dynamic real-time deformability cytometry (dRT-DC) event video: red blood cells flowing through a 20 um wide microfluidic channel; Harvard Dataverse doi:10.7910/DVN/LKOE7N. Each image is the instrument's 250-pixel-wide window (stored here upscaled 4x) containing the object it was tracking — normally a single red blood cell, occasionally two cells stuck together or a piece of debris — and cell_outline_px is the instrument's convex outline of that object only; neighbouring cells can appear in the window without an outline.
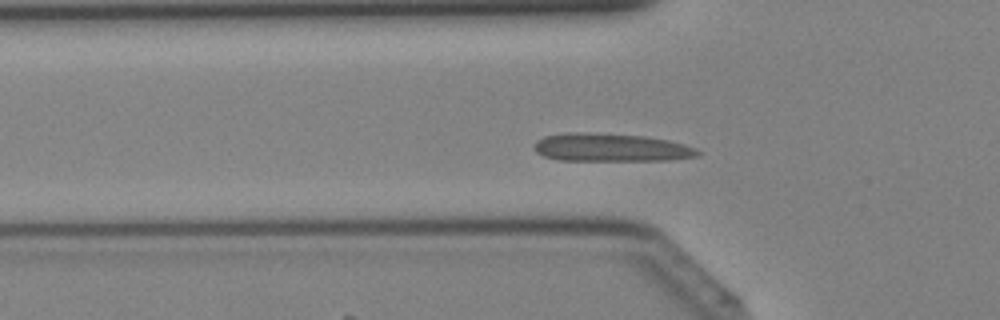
{"species": "Egyptian fruit bat (a non-hibernating species)", "species_latin": "Rousettus aegyptiacus", "temperature_condition": "cold", "stored_images_in_passage": 35, "segment_of_instrument_passage": [1, 2], "camera_frame_rate_fps": 3000, "um_per_image_px": 0.085, "animal": {"sex": "female"}, "frame": {"image": 1, "passage_image": 7, "time_ms": 2.0, "image_size_px": [1000, 320], "cell_outline_px": [[700, 156], [668, 160], [560, 160], [544, 156], [536, 152], [532, 148], [532, 144], [536, 140], [544, 136], [564, 132], [588, 132], [644, 136], [668, 140], [684, 144], [696, 148], [700, 152]], "centroid_in_image_um": [51.88, 12.53], "position_along_channel_um": 73.9, "area_um2": 26.99}}
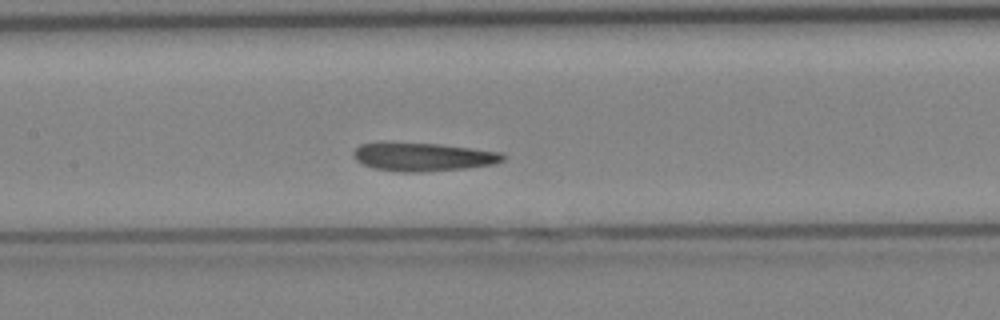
{"frame": {"image": 2, "passage_image": 13, "time_ms": 4.0, "image_size_px": [1000, 320], "cell_outline_px": [[508, 156], [504, 160], [496, 164], [468, 168], [420, 172], [404, 172], [376, 168], [364, 164], [356, 160], [352, 152], [360, 144], [440, 144], [500, 152]], "centroid_in_image_um": [36.06, 13.36], "position_along_channel_um": 171.3, "area_um2": 24.16}}
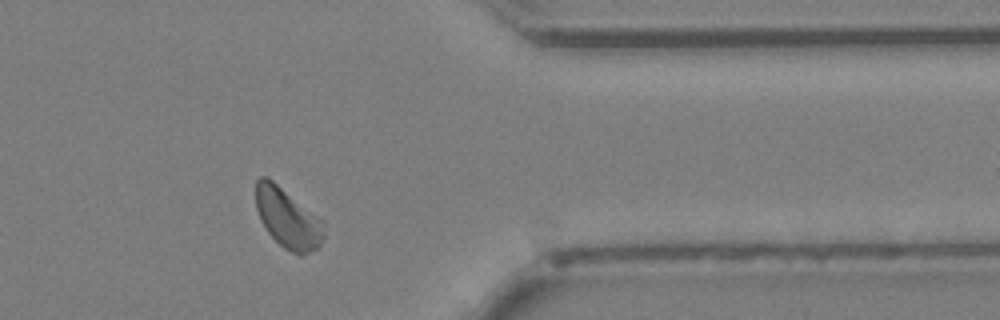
{"frame": {"image": 3, "passage_image": 27, "time_ms": 8.667, "image_size_px": [1000, 320], "cell_outline_px": [[324, 236], [320, 248], [300, 256], [284, 248], [268, 232], [260, 220], [256, 208], [256, 180], [260, 176], [264, 176], [272, 180], [324, 220]], "centroid_in_image_um": [24.48, 18.57], "position_along_channel_um": 386.9, "area_um2": 23.87}}